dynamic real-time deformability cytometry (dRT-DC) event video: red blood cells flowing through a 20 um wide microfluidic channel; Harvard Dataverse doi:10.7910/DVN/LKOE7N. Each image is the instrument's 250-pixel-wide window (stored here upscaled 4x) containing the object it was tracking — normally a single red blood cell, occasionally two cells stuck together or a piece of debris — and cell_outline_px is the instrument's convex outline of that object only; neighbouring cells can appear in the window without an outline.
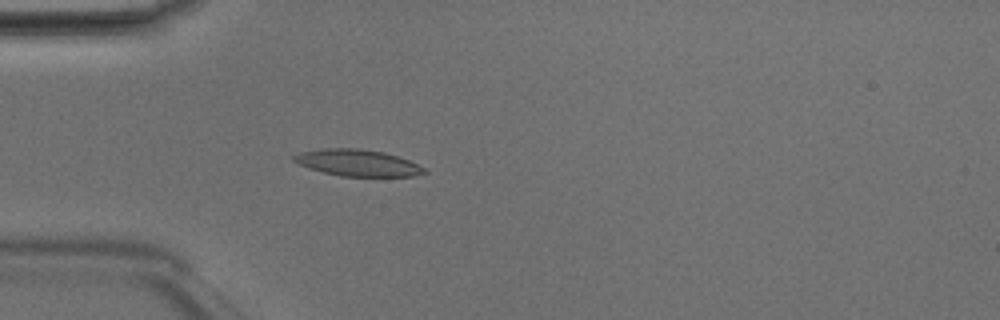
{"species": "Egyptian fruit bat (a non-hibernating species)", "species_latin": "Rousettus aegyptiacus", "temperature_condition": "room temperature", "stored_images_in_passage": 47, "camera_frame_rate_fps": 3000, "um_per_image_px": 0.085, "animal": {"sex": "male"}, "frame": {"image": 1, "passage_image": 13, "time_ms": 4.0, "image_size_px": [1000, 320], "cell_outline_px": [[428, 172], [412, 176], [340, 176], [308, 168], [292, 160], [292, 156], [300, 152], [328, 148], [360, 148], [384, 152], [408, 160], [424, 168]], "centroid_in_image_um": [30.37, 13.83], "position_along_channel_um": 54.6, "area_um2": 20.0}}
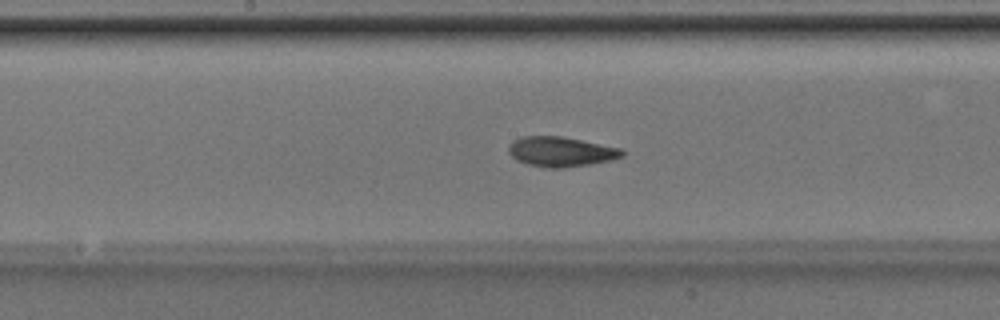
{"frame": {"image": 2, "passage_image": 24, "time_ms": 7.667, "image_size_px": [1000, 320], "cell_outline_px": [[624, 156], [608, 160], [588, 164], [564, 168], [544, 168], [528, 164], [516, 160], [508, 152], [508, 144], [512, 140], [520, 136], [564, 136], [620, 148], [624, 152]], "centroid_in_image_um": [47.61, 12.88], "position_along_channel_um": 200.6, "area_um2": 19.88}}
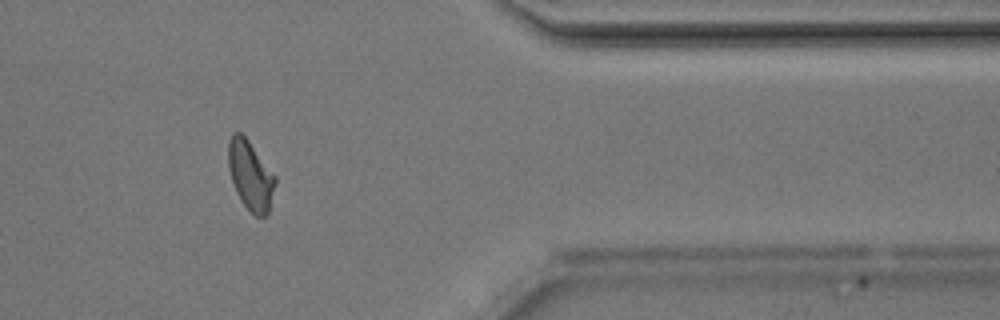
{"frame": {"image": 3, "passage_image": 39, "time_ms": 12.667, "image_size_px": [1000, 320], "cell_outline_px": [[276, 184], [268, 212], [264, 216], [256, 216], [240, 200], [236, 192], [228, 168], [228, 140], [232, 132], [240, 132], [248, 140], [276, 176]], "centroid_in_image_um": [21.28, 14.88], "position_along_channel_um": 390.1, "area_um2": 18.84}, "authors_computed_cell_mechanics": {"area_um2": 19.363, "velocity_mm_per_s": 4.1892, "shape_relaxation_time_tau1_ms": 4.9838, "shape_relaxation_time_tau2_ms": 2.1369, "deformation_change_tau1": 0.155, "deformation_change_tau2": 0.0894}}